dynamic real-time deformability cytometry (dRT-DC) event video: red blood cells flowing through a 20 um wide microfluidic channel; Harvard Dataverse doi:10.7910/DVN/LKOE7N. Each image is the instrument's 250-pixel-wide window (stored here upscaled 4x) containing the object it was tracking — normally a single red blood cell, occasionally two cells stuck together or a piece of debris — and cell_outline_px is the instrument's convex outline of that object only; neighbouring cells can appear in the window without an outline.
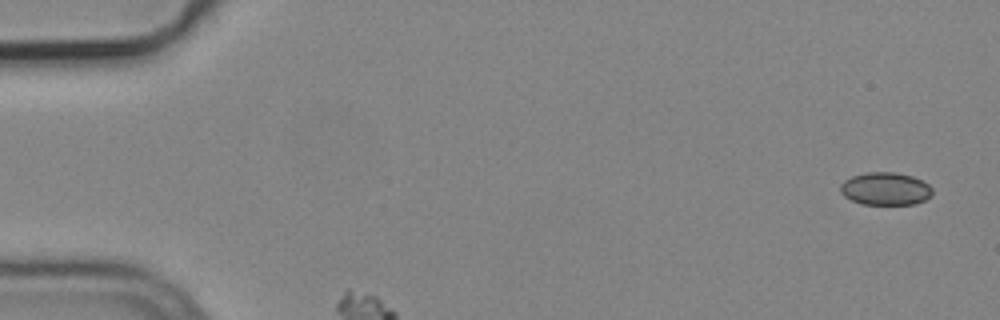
{"species": "common noctule bat (a hibernating species)", "species_latin": "Nyctalus noctula", "temperature_condition": "cold", "stored_images_in_passage": 4, "camera_frame_rate_fps": 3000, "um_per_image_px": 0.085, "animal": {"sex": "male", "body_mass_g": 19.2, "forearm_length_mm": 51.8}, "frame": {"image": 1, "passage_image": 1, "time_ms": 0.0, "image_size_px": [1000, 320], "cell_outline_px": [[932, 196], [916, 204], [860, 204], [844, 196], [840, 192], [840, 184], [844, 180], [852, 176], [868, 172], [896, 172], [912, 176], [928, 184], [932, 188]], "centroid_in_image_um": [75.25, 16.04], "position_along_channel_um": 9.7, "area_um2": 17.63}}
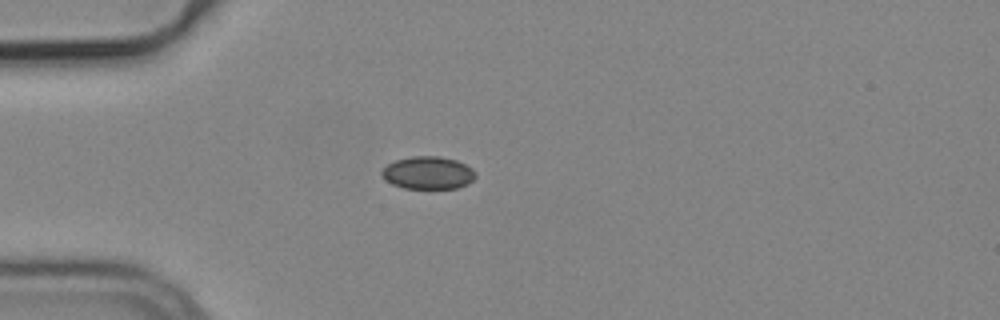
{"frame": {"image": 2, "passage_image": 4, "time_ms": 1.0, "image_size_px": [1000, 320], "cell_outline_px": [[476, 176], [468, 184], [456, 188], [404, 188], [392, 184], [384, 180], [380, 172], [388, 164], [396, 160], [412, 156], [440, 156], [456, 160], [472, 168], [476, 172]], "centroid_in_image_um": [36.38, 14.69], "position_along_channel_um": 48.6, "area_um2": 17.86}}